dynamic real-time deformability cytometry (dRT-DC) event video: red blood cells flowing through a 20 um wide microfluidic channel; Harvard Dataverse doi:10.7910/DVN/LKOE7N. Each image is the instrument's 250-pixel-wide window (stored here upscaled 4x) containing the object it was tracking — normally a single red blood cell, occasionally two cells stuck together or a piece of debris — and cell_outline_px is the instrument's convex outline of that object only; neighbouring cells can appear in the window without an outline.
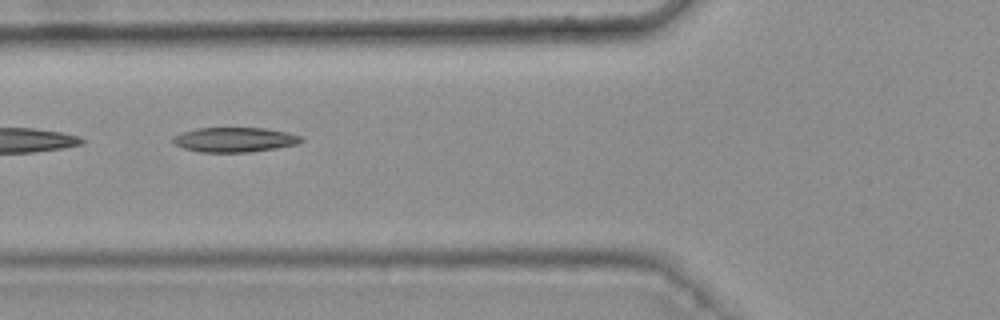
{"species": "common noctule bat (a hibernating species)", "species_latin": "Nyctalus noctula", "temperature_condition": "warm", "stored_images_in_passage": 6, "camera_frame_rate_fps": 3000, "um_per_image_px": 0.085, "animal": {"sex": "female", "body_mass_g": 25.1}, "frame": {"image": 1, "passage_image": 4, "time_ms": 1.0, "image_size_px": [1000, 320], "cell_outline_px": [[304, 140], [296, 144], [276, 148], [248, 152], [200, 152], [184, 148], [176, 144], [172, 140], [172, 136], [196, 128], [264, 128], [288, 132], [304, 136]], "centroid_in_image_um": [19.98, 11.87], "position_along_channel_um": 105.8, "area_um2": 18.44}}
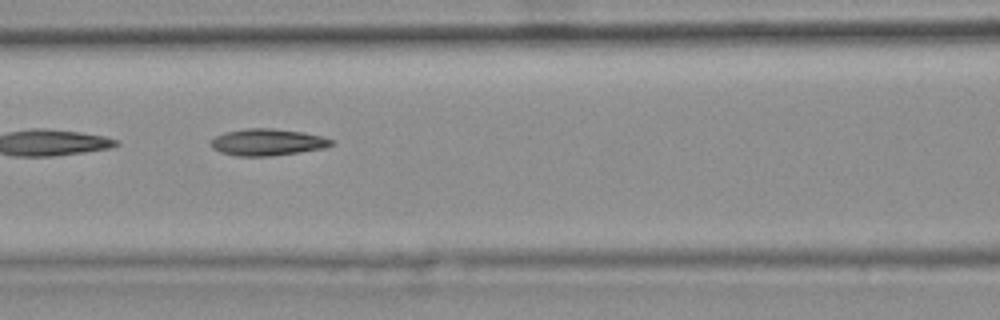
{"frame": {"image": 2, "passage_image": 5, "time_ms": 1.333, "image_size_px": [1000, 320], "cell_outline_px": [[332, 144], [324, 148], [300, 152], [268, 156], [236, 156], [220, 152], [212, 148], [212, 140], [216, 136], [224, 132], [244, 128], [272, 128], [304, 132], [320, 136], [332, 140]], "centroid_in_image_um": [22.7, 12.08], "position_along_channel_um": 143.9, "area_um2": 18.67}}